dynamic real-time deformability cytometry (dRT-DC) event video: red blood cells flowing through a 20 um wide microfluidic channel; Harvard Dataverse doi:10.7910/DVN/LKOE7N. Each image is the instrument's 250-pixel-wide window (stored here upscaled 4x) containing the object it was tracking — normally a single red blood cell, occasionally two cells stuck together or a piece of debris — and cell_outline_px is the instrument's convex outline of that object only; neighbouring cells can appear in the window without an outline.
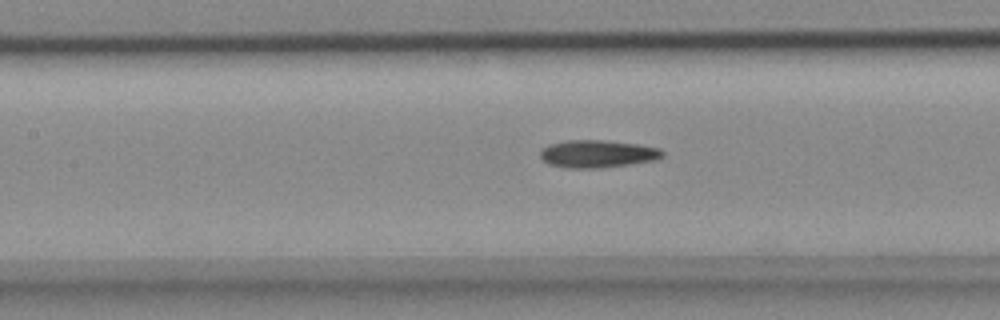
{"species": "common noctule bat (a hibernating species)", "species_latin": "Nyctalus noctula", "temperature_condition": "cold", "stored_images_in_passage": 33, "camera_frame_rate_fps": 3000, "um_per_image_px": 0.085, "animal": {"sex": "female", "body_mass_g": 18.4}, "frame": {"image": 1, "passage_image": 14, "time_ms": 4.333, "image_size_px": [1000, 320], "cell_outline_px": [[664, 156], [656, 160], [600, 168], [568, 168], [548, 164], [540, 156], [540, 152], [548, 144], [564, 140], [604, 140], [640, 144], [660, 148], [664, 152]], "centroid_in_image_um": [50.8, 13.07], "position_along_channel_um": 156.6, "area_um2": 19.77}}
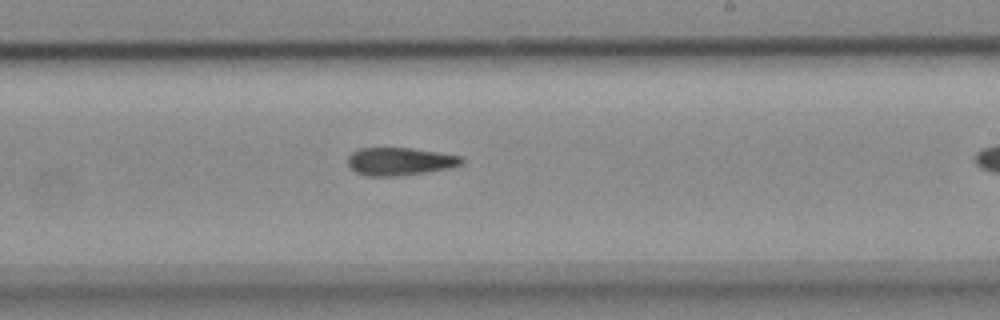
{"frame": {"image": 2, "passage_image": 22, "time_ms": 7.0, "image_size_px": [1000, 320], "cell_outline_px": [[464, 164], [452, 168], [400, 176], [364, 176], [348, 168], [348, 156], [352, 152], [360, 148], [412, 148], [440, 152], [460, 156], [464, 160]], "centroid_in_image_um": [34.0, 13.73], "position_along_channel_um": 255.0, "area_um2": 18.79}}
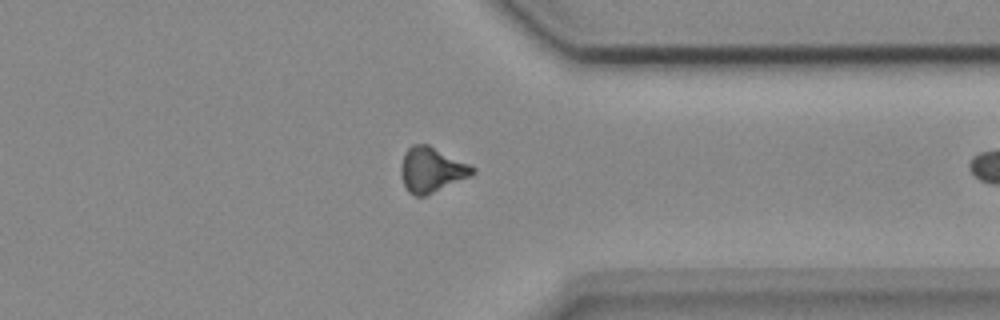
{"frame": {"image": 3, "passage_image": 32, "time_ms": 10.333, "image_size_px": [1000, 320], "cell_outline_px": [[476, 172], [468, 176], [424, 196], [416, 196], [408, 192], [400, 176], [400, 168], [404, 156], [408, 148], [412, 144], [428, 144], [472, 164], [476, 168]], "centroid_in_image_um": [36.68, 14.4], "position_along_channel_um": 374.7, "area_um2": 18.67}}